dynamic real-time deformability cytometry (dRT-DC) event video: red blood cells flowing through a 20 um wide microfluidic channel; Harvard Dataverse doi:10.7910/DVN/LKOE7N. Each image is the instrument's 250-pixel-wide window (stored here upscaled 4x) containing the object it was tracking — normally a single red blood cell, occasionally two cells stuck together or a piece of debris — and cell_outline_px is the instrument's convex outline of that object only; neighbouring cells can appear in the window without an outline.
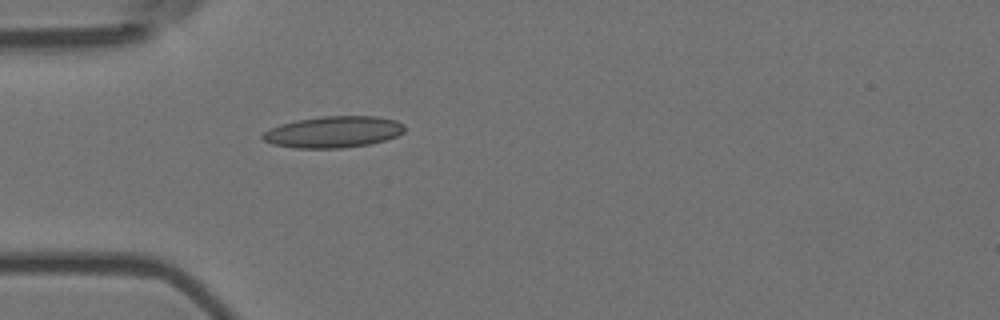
{"species": "Egyptian fruit bat (a non-hibernating species)", "species_latin": "Rousettus aegyptiacus", "temperature_condition": "room temperature", "stored_images_in_passage": 1, "camera_frame_rate_fps": 3000, "um_per_image_px": 0.085, "animal": {"sex": "female"}, "frame": {"image": 1, "passage_image": 1, "time_ms": 0.0, "image_size_px": [1000, 320], "cell_outline_px": [[404, 132], [396, 136], [384, 140], [368, 144], [340, 148], [296, 148], [272, 144], [264, 140], [260, 136], [264, 132], [280, 124], [296, 120], [320, 116], [376, 116], [396, 120], [404, 124]], "centroid_in_image_um": [28.33, 11.21], "position_along_channel_um": 56.7, "area_um2": 25.95}}